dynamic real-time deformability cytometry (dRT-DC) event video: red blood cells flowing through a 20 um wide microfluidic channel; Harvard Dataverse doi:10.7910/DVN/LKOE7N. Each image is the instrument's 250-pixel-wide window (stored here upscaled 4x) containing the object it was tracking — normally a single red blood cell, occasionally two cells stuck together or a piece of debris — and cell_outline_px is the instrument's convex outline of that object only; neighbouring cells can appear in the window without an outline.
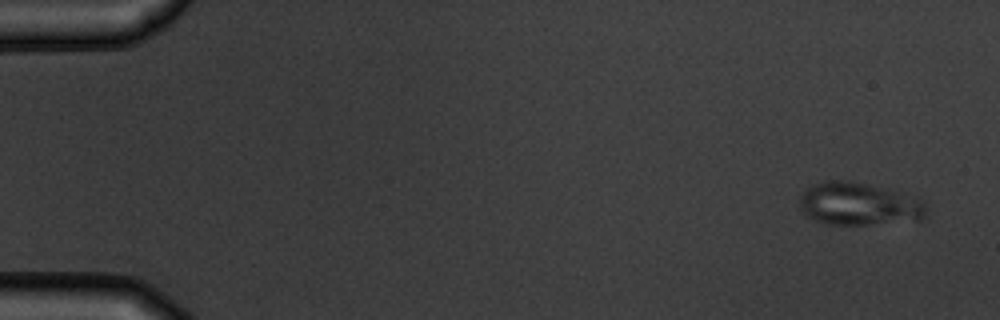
{"species": "common noctule bat (a hibernating species)", "species_latin": "Nyctalus noctula", "temperature_condition": "warm", "stored_images_in_passage": 6, "camera_frame_rate_fps": 3000, "um_per_image_px": 0.085, "animal": {"sex": "male", "body_mass_g": 19.5, "forearm_length_mm": 54.6}, "frame": {"image": 1, "passage_image": 1, "time_ms": 0.0, "image_size_px": [1000, 320], "cell_outline_px": [[928, 208], [924, 216], [920, 220], [868, 224], [828, 224], [816, 220], [808, 216], [804, 212], [800, 204], [800, 196], [812, 184], [824, 180], [848, 180], [892, 188], [920, 200]], "centroid_in_image_um": [73.02, 17.31], "position_along_channel_um": 12.0, "area_um2": 31.62}}